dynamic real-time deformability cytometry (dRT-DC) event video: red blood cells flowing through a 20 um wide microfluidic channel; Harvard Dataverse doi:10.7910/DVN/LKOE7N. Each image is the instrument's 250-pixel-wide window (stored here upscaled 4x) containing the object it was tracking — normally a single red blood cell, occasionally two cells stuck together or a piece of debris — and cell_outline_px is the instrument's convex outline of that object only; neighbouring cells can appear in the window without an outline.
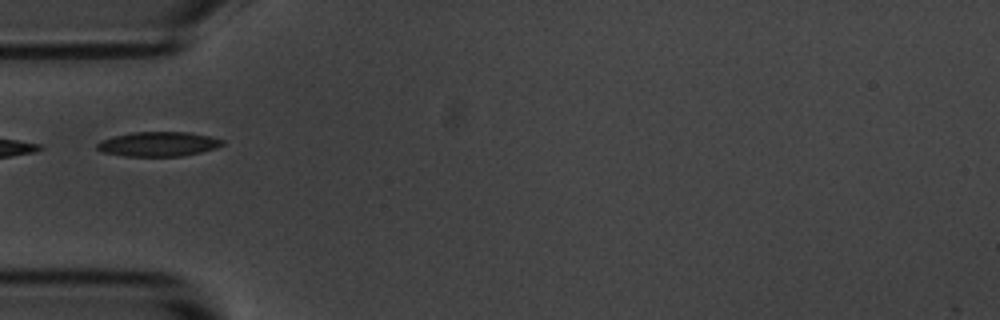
{"species": "common noctule bat (a hibernating species)", "species_latin": "Nyctalus noctula", "temperature_condition": "room temperature", "stored_images_in_passage": 5, "camera_frame_rate_fps": 3000, "um_per_image_px": 0.085, "animal": {"sex": "male", "body_mass_g": 20.1, "forearm_length_mm": 53.5}, "frame": {"image": 1, "passage_image": 2, "time_ms": 1.333, "image_size_px": [1000, 320], "cell_outline_px": [[224, 144], [216, 148], [200, 152], [180, 156], [124, 156], [104, 152], [96, 148], [96, 144], [100, 140], [112, 136], [132, 132], [188, 132], [208, 136], [224, 140]], "centroid_in_image_um": [13.43, 12.24], "position_along_channel_um": 71.6, "area_um2": 17.92}}
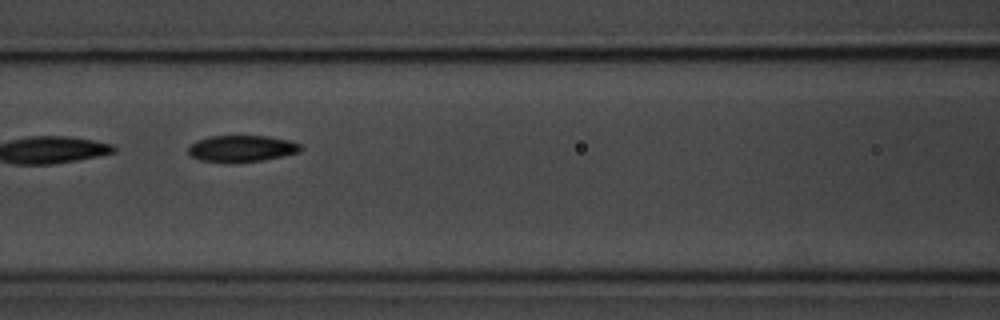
{"frame": {"image": 2, "passage_image": 4, "time_ms": 3.333, "image_size_px": [1000, 320], "cell_outline_px": [[304, 148], [300, 152], [260, 160], [200, 160], [192, 156], [188, 152], [188, 148], [196, 140], [212, 136], [268, 136], [288, 140], [300, 144]], "centroid_in_image_um": [20.58, 12.58], "position_along_channel_um": 146.0, "area_um2": 16.59}}
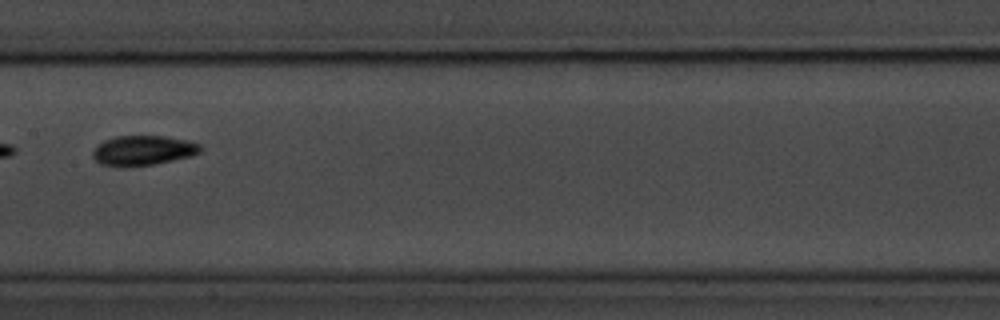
{"frame": {"image": 3, "passage_image": 5, "time_ms": 4.667, "image_size_px": [1000, 320], "cell_outline_px": [[200, 152], [192, 156], [152, 164], [124, 168], [100, 164], [92, 156], [92, 152], [104, 140], [116, 136], [164, 136], [188, 140], [200, 144]], "centroid_in_image_um": [12.15, 12.8], "position_along_channel_um": 195.3, "area_um2": 18.73}}